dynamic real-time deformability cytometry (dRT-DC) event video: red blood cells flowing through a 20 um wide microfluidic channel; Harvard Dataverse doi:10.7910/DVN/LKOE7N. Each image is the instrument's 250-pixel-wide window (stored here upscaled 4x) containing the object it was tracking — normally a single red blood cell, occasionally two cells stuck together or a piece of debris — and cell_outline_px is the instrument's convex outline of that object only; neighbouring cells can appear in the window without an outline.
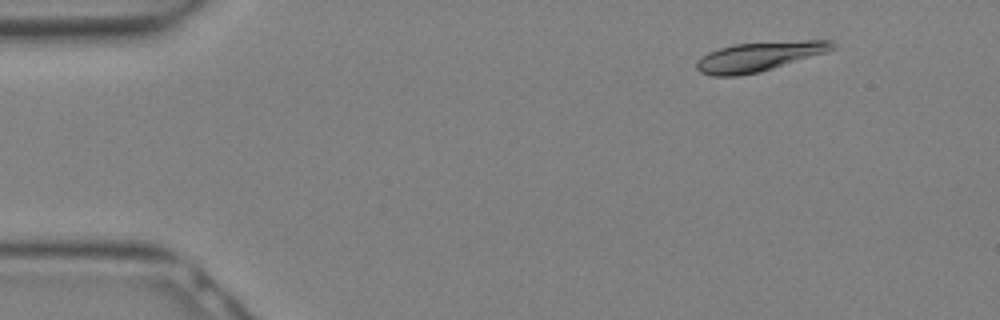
{"species": "Egyptian fruit bat (a non-hibernating species)", "species_latin": "Rousettus aegyptiacus", "temperature_condition": "warm", "stored_images_in_passage": 4, "camera_frame_rate_fps": 3000, "um_per_image_px": 0.085, "animal": {"sex": "female"}, "frame": {"image": 1, "passage_image": 1, "time_ms": 0.0, "image_size_px": [1000, 320], "cell_outline_px": [[836, 48], [828, 52], [760, 72], [736, 76], [712, 76], [700, 72], [696, 68], [696, 60], [700, 56], [708, 52], [720, 48], [736, 44], [804, 40], [832, 40], [836, 44]], "centroid_in_image_um": [64.53, 4.81], "position_along_channel_um": 20.5, "area_um2": 23.41}}